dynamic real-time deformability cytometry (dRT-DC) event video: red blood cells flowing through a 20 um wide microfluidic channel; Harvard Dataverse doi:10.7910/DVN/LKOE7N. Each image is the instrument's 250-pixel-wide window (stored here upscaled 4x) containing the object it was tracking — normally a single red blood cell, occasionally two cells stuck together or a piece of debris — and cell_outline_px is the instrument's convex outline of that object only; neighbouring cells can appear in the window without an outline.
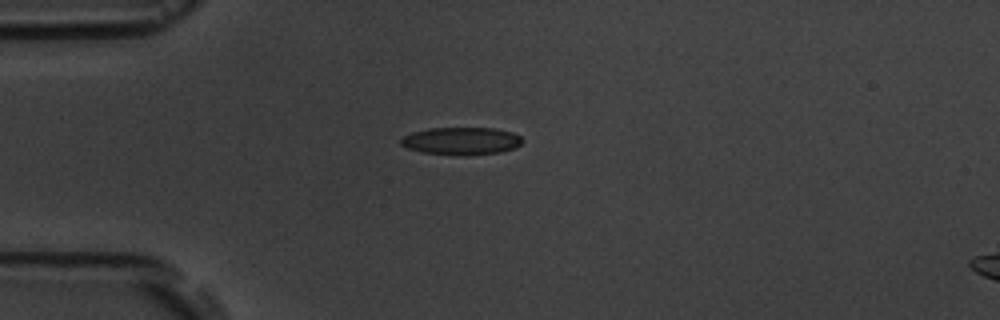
{"species": "common noctule bat (a hibernating species)", "species_latin": "Nyctalus noctula", "temperature_condition": "room temperature", "stored_images_in_passage": 2, "camera_frame_rate_fps": 3000, "um_per_image_px": 0.085, "animal": {"sex": "male", "body_mass_g": 19.5, "forearm_length_mm": 54.6}, "frame": {"image": 1, "passage_image": 1, "time_ms": 0.0, "image_size_px": [1000, 320], "cell_outline_px": [[524, 140], [516, 148], [500, 152], [464, 156], [456, 156], [420, 152], [408, 148], [400, 144], [400, 140], [404, 136], [412, 132], [428, 128], [492, 128], [512, 132], [520, 136]], "centroid_in_image_um": [39.21, 11.99], "position_along_channel_um": 45.8, "area_um2": 19.77}}